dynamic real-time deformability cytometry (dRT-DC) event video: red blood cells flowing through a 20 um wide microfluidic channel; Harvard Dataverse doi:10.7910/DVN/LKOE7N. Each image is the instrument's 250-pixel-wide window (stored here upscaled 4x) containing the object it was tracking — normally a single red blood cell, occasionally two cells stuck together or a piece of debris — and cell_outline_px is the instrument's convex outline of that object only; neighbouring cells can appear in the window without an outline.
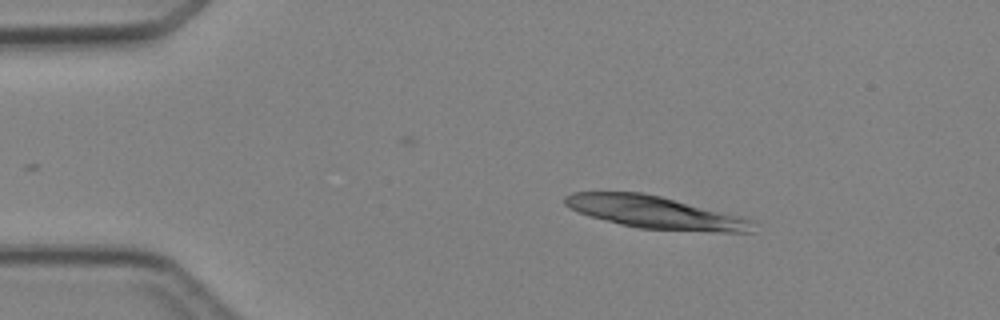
{"species": "Egyptian fruit bat (a non-hibernating species)", "species_latin": "Rousettus aegyptiacus", "temperature_condition": "cold", "stored_images_in_passage": 4, "segment_of_instrument_passage": [1, 2], "camera_frame_rate_fps": 3000, "um_per_image_px": 0.085, "animal": {"sex": "female"}, "frame": {"image": 1, "passage_image": 1, "time_ms": 0.0, "image_size_px": [1000, 320], "cell_outline_px": [[756, 220], [752, 232], [712, 232], [640, 228], [620, 224], [588, 216], [564, 204], [564, 196], [572, 192], [644, 192], [748, 216]], "centroid_in_image_um": [55.82, 18.05], "position_along_channel_um": 29.2, "area_um2": 36.18}}